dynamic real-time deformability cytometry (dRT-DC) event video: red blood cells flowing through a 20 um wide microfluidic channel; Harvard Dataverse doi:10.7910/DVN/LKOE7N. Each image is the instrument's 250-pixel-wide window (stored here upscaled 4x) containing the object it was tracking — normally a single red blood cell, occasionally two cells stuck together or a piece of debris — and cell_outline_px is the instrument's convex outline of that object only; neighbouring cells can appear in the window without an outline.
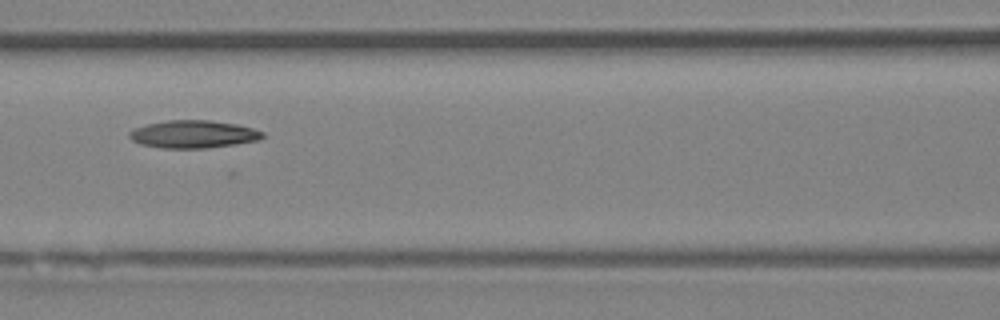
{"species": "Egyptian fruit bat (a non-hibernating species)", "species_latin": "Rousettus aegyptiacus", "temperature_condition": "room temperature", "stored_images_in_passage": 3, "camera_frame_rate_fps": 3000, "um_per_image_px": 0.085, "animal": {"sex": "female"}, "frame": {"image": 1, "passage_image": 3, "time_ms": 2.333, "image_size_px": [1000, 320], "cell_outline_px": [[264, 136], [260, 140], [208, 148], [160, 148], [140, 144], [132, 140], [128, 136], [128, 132], [136, 128], [148, 124], [168, 120], [208, 120], [236, 124], [252, 128], [264, 132]], "centroid_in_image_um": [16.43, 11.41], "position_along_channel_um": 150.2, "area_um2": 21.44}}